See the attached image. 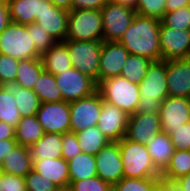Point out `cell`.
Instances as JSON below:
<instances>
[{
	"label": "cell",
	"mask_w": 190,
	"mask_h": 191,
	"mask_svg": "<svg viewBox=\"0 0 190 191\" xmlns=\"http://www.w3.org/2000/svg\"><path fill=\"white\" fill-rule=\"evenodd\" d=\"M11 22L21 25L34 23L43 11V0H6Z\"/></svg>",
	"instance_id": "cell-22"
},
{
	"label": "cell",
	"mask_w": 190,
	"mask_h": 191,
	"mask_svg": "<svg viewBox=\"0 0 190 191\" xmlns=\"http://www.w3.org/2000/svg\"><path fill=\"white\" fill-rule=\"evenodd\" d=\"M0 54L17 60L41 57L28 33L27 25L15 22H10L0 33Z\"/></svg>",
	"instance_id": "cell-6"
},
{
	"label": "cell",
	"mask_w": 190,
	"mask_h": 191,
	"mask_svg": "<svg viewBox=\"0 0 190 191\" xmlns=\"http://www.w3.org/2000/svg\"><path fill=\"white\" fill-rule=\"evenodd\" d=\"M8 4L6 0L0 1V33L10 23Z\"/></svg>",
	"instance_id": "cell-48"
},
{
	"label": "cell",
	"mask_w": 190,
	"mask_h": 191,
	"mask_svg": "<svg viewBox=\"0 0 190 191\" xmlns=\"http://www.w3.org/2000/svg\"><path fill=\"white\" fill-rule=\"evenodd\" d=\"M66 40L103 41V25L100 10H69Z\"/></svg>",
	"instance_id": "cell-5"
},
{
	"label": "cell",
	"mask_w": 190,
	"mask_h": 191,
	"mask_svg": "<svg viewBox=\"0 0 190 191\" xmlns=\"http://www.w3.org/2000/svg\"><path fill=\"white\" fill-rule=\"evenodd\" d=\"M159 118L162 132L173 133V129L190 122V99L168 96L161 102Z\"/></svg>",
	"instance_id": "cell-14"
},
{
	"label": "cell",
	"mask_w": 190,
	"mask_h": 191,
	"mask_svg": "<svg viewBox=\"0 0 190 191\" xmlns=\"http://www.w3.org/2000/svg\"><path fill=\"white\" fill-rule=\"evenodd\" d=\"M183 191H190V173L177 179Z\"/></svg>",
	"instance_id": "cell-52"
},
{
	"label": "cell",
	"mask_w": 190,
	"mask_h": 191,
	"mask_svg": "<svg viewBox=\"0 0 190 191\" xmlns=\"http://www.w3.org/2000/svg\"><path fill=\"white\" fill-rule=\"evenodd\" d=\"M54 77L61 91L63 101L68 103L88 97L97 91L96 82L74 67L54 75Z\"/></svg>",
	"instance_id": "cell-9"
},
{
	"label": "cell",
	"mask_w": 190,
	"mask_h": 191,
	"mask_svg": "<svg viewBox=\"0 0 190 191\" xmlns=\"http://www.w3.org/2000/svg\"><path fill=\"white\" fill-rule=\"evenodd\" d=\"M15 138V127L0 121V140Z\"/></svg>",
	"instance_id": "cell-49"
},
{
	"label": "cell",
	"mask_w": 190,
	"mask_h": 191,
	"mask_svg": "<svg viewBox=\"0 0 190 191\" xmlns=\"http://www.w3.org/2000/svg\"><path fill=\"white\" fill-rule=\"evenodd\" d=\"M67 162L70 181H79L97 176L95 155L81 152Z\"/></svg>",
	"instance_id": "cell-28"
},
{
	"label": "cell",
	"mask_w": 190,
	"mask_h": 191,
	"mask_svg": "<svg viewBox=\"0 0 190 191\" xmlns=\"http://www.w3.org/2000/svg\"><path fill=\"white\" fill-rule=\"evenodd\" d=\"M21 118L15 94L9 92L5 86H0V121L16 127Z\"/></svg>",
	"instance_id": "cell-33"
},
{
	"label": "cell",
	"mask_w": 190,
	"mask_h": 191,
	"mask_svg": "<svg viewBox=\"0 0 190 191\" xmlns=\"http://www.w3.org/2000/svg\"><path fill=\"white\" fill-rule=\"evenodd\" d=\"M30 151L32 160L62 158V134L44 133Z\"/></svg>",
	"instance_id": "cell-25"
},
{
	"label": "cell",
	"mask_w": 190,
	"mask_h": 191,
	"mask_svg": "<svg viewBox=\"0 0 190 191\" xmlns=\"http://www.w3.org/2000/svg\"><path fill=\"white\" fill-rule=\"evenodd\" d=\"M186 6H190V0H166L165 11L168 13Z\"/></svg>",
	"instance_id": "cell-50"
},
{
	"label": "cell",
	"mask_w": 190,
	"mask_h": 191,
	"mask_svg": "<svg viewBox=\"0 0 190 191\" xmlns=\"http://www.w3.org/2000/svg\"><path fill=\"white\" fill-rule=\"evenodd\" d=\"M128 121L129 114L102 100L97 127L110 142H118L125 137Z\"/></svg>",
	"instance_id": "cell-16"
},
{
	"label": "cell",
	"mask_w": 190,
	"mask_h": 191,
	"mask_svg": "<svg viewBox=\"0 0 190 191\" xmlns=\"http://www.w3.org/2000/svg\"><path fill=\"white\" fill-rule=\"evenodd\" d=\"M190 173V150H175L168 165L161 174L180 178Z\"/></svg>",
	"instance_id": "cell-34"
},
{
	"label": "cell",
	"mask_w": 190,
	"mask_h": 191,
	"mask_svg": "<svg viewBox=\"0 0 190 191\" xmlns=\"http://www.w3.org/2000/svg\"><path fill=\"white\" fill-rule=\"evenodd\" d=\"M56 191H72L69 187L67 188H58Z\"/></svg>",
	"instance_id": "cell-55"
},
{
	"label": "cell",
	"mask_w": 190,
	"mask_h": 191,
	"mask_svg": "<svg viewBox=\"0 0 190 191\" xmlns=\"http://www.w3.org/2000/svg\"><path fill=\"white\" fill-rule=\"evenodd\" d=\"M75 135L82 152L90 155H96L110 142L97 126L75 132Z\"/></svg>",
	"instance_id": "cell-30"
},
{
	"label": "cell",
	"mask_w": 190,
	"mask_h": 191,
	"mask_svg": "<svg viewBox=\"0 0 190 191\" xmlns=\"http://www.w3.org/2000/svg\"><path fill=\"white\" fill-rule=\"evenodd\" d=\"M33 169L59 188L69 187L68 162L64 158L33 160Z\"/></svg>",
	"instance_id": "cell-20"
},
{
	"label": "cell",
	"mask_w": 190,
	"mask_h": 191,
	"mask_svg": "<svg viewBox=\"0 0 190 191\" xmlns=\"http://www.w3.org/2000/svg\"><path fill=\"white\" fill-rule=\"evenodd\" d=\"M111 1L124 6H128L135 10L139 0H111Z\"/></svg>",
	"instance_id": "cell-53"
},
{
	"label": "cell",
	"mask_w": 190,
	"mask_h": 191,
	"mask_svg": "<svg viewBox=\"0 0 190 191\" xmlns=\"http://www.w3.org/2000/svg\"><path fill=\"white\" fill-rule=\"evenodd\" d=\"M5 87L9 92L15 94L16 106L21 117L36 115L41 102L37 94L32 89L20 87V85L15 81L6 84Z\"/></svg>",
	"instance_id": "cell-26"
},
{
	"label": "cell",
	"mask_w": 190,
	"mask_h": 191,
	"mask_svg": "<svg viewBox=\"0 0 190 191\" xmlns=\"http://www.w3.org/2000/svg\"><path fill=\"white\" fill-rule=\"evenodd\" d=\"M70 132H78L97 126L102 109V98L98 91L88 97L69 103Z\"/></svg>",
	"instance_id": "cell-10"
},
{
	"label": "cell",
	"mask_w": 190,
	"mask_h": 191,
	"mask_svg": "<svg viewBox=\"0 0 190 191\" xmlns=\"http://www.w3.org/2000/svg\"><path fill=\"white\" fill-rule=\"evenodd\" d=\"M45 133L70 132V108L65 101L41 103L36 113Z\"/></svg>",
	"instance_id": "cell-12"
},
{
	"label": "cell",
	"mask_w": 190,
	"mask_h": 191,
	"mask_svg": "<svg viewBox=\"0 0 190 191\" xmlns=\"http://www.w3.org/2000/svg\"><path fill=\"white\" fill-rule=\"evenodd\" d=\"M161 132L159 113H134L129 115L125 138L146 144L154 135Z\"/></svg>",
	"instance_id": "cell-17"
},
{
	"label": "cell",
	"mask_w": 190,
	"mask_h": 191,
	"mask_svg": "<svg viewBox=\"0 0 190 191\" xmlns=\"http://www.w3.org/2000/svg\"><path fill=\"white\" fill-rule=\"evenodd\" d=\"M166 83L169 97L190 99V59L166 61Z\"/></svg>",
	"instance_id": "cell-19"
},
{
	"label": "cell",
	"mask_w": 190,
	"mask_h": 191,
	"mask_svg": "<svg viewBox=\"0 0 190 191\" xmlns=\"http://www.w3.org/2000/svg\"><path fill=\"white\" fill-rule=\"evenodd\" d=\"M157 182L161 186L162 191H183L176 178H170L160 173L157 177Z\"/></svg>",
	"instance_id": "cell-46"
},
{
	"label": "cell",
	"mask_w": 190,
	"mask_h": 191,
	"mask_svg": "<svg viewBox=\"0 0 190 191\" xmlns=\"http://www.w3.org/2000/svg\"><path fill=\"white\" fill-rule=\"evenodd\" d=\"M0 169L3 173L24 178L33 169L30 147L17 145L5 156Z\"/></svg>",
	"instance_id": "cell-21"
},
{
	"label": "cell",
	"mask_w": 190,
	"mask_h": 191,
	"mask_svg": "<svg viewBox=\"0 0 190 191\" xmlns=\"http://www.w3.org/2000/svg\"><path fill=\"white\" fill-rule=\"evenodd\" d=\"M166 61L152 62L139 83L140 100L136 113H159L161 102L168 97Z\"/></svg>",
	"instance_id": "cell-2"
},
{
	"label": "cell",
	"mask_w": 190,
	"mask_h": 191,
	"mask_svg": "<svg viewBox=\"0 0 190 191\" xmlns=\"http://www.w3.org/2000/svg\"><path fill=\"white\" fill-rule=\"evenodd\" d=\"M69 11L55 6L50 0H43V11L37 15L35 23L56 41H65Z\"/></svg>",
	"instance_id": "cell-18"
},
{
	"label": "cell",
	"mask_w": 190,
	"mask_h": 191,
	"mask_svg": "<svg viewBox=\"0 0 190 191\" xmlns=\"http://www.w3.org/2000/svg\"><path fill=\"white\" fill-rule=\"evenodd\" d=\"M81 152L82 150L75 132H66L62 134V158L69 161Z\"/></svg>",
	"instance_id": "cell-43"
},
{
	"label": "cell",
	"mask_w": 190,
	"mask_h": 191,
	"mask_svg": "<svg viewBox=\"0 0 190 191\" xmlns=\"http://www.w3.org/2000/svg\"><path fill=\"white\" fill-rule=\"evenodd\" d=\"M44 70L53 75L60 74L73 67L65 41H56L41 56Z\"/></svg>",
	"instance_id": "cell-23"
},
{
	"label": "cell",
	"mask_w": 190,
	"mask_h": 191,
	"mask_svg": "<svg viewBox=\"0 0 190 191\" xmlns=\"http://www.w3.org/2000/svg\"><path fill=\"white\" fill-rule=\"evenodd\" d=\"M0 191H27L25 179L13 174L3 173L0 179Z\"/></svg>",
	"instance_id": "cell-44"
},
{
	"label": "cell",
	"mask_w": 190,
	"mask_h": 191,
	"mask_svg": "<svg viewBox=\"0 0 190 191\" xmlns=\"http://www.w3.org/2000/svg\"><path fill=\"white\" fill-rule=\"evenodd\" d=\"M43 71L44 67L41 57L19 60L15 82H17L20 87L33 90L36 81Z\"/></svg>",
	"instance_id": "cell-29"
},
{
	"label": "cell",
	"mask_w": 190,
	"mask_h": 191,
	"mask_svg": "<svg viewBox=\"0 0 190 191\" xmlns=\"http://www.w3.org/2000/svg\"><path fill=\"white\" fill-rule=\"evenodd\" d=\"M69 188L72 191H112V186L98 176L79 181H69Z\"/></svg>",
	"instance_id": "cell-40"
},
{
	"label": "cell",
	"mask_w": 190,
	"mask_h": 191,
	"mask_svg": "<svg viewBox=\"0 0 190 191\" xmlns=\"http://www.w3.org/2000/svg\"><path fill=\"white\" fill-rule=\"evenodd\" d=\"M103 41L65 40L75 69L92 78L98 84L99 58Z\"/></svg>",
	"instance_id": "cell-7"
},
{
	"label": "cell",
	"mask_w": 190,
	"mask_h": 191,
	"mask_svg": "<svg viewBox=\"0 0 190 191\" xmlns=\"http://www.w3.org/2000/svg\"><path fill=\"white\" fill-rule=\"evenodd\" d=\"M103 25V41H119L131 24L136 11L111 0L100 10Z\"/></svg>",
	"instance_id": "cell-8"
},
{
	"label": "cell",
	"mask_w": 190,
	"mask_h": 191,
	"mask_svg": "<svg viewBox=\"0 0 190 191\" xmlns=\"http://www.w3.org/2000/svg\"><path fill=\"white\" fill-rule=\"evenodd\" d=\"M146 147L153 164L162 172L168 165L175 151L170 136L165 132L154 135L151 140L146 143Z\"/></svg>",
	"instance_id": "cell-24"
},
{
	"label": "cell",
	"mask_w": 190,
	"mask_h": 191,
	"mask_svg": "<svg viewBox=\"0 0 190 191\" xmlns=\"http://www.w3.org/2000/svg\"><path fill=\"white\" fill-rule=\"evenodd\" d=\"M159 40L162 60L189 58L190 30L172 29L161 22Z\"/></svg>",
	"instance_id": "cell-11"
},
{
	"label": "cell",
	"mask_w": 190,
	"mask_h": 191,
	"mask_svg": "<svg viewBox=\"0 0 190 191\" xmlns=\"http://www.w3.org/2000/svg\"><path fill=\"white\" fill-rule=\"evenodd\" d=\"M2 174H3V172H2L1 169H0V179H1V177H2Z\"/></svg>",
	"instance_id": "cell-56"
},
{
	"label": "cell",
	"mask_w": 190,
	"mask_h": 191,
	"mask_svg": "<svg viewBox=\"0 0 190 191\" xmlns=\"http://www.w3.org/2000/svg\"><path fill=\"white\" fill-rule=\"evenodd\" d=\"M160 25L161 21L156 18L136 14L118 42L132 55L145 57L153 62L161 61Z\"/></svg>",
	"instance_id": "cell-1"
},
{
	"label": "cell",
	"mask_w": 190,
	"mask_h": 191,
	"mask_svg": "<svg viewBox=\"0 0 190 191\" xmlns=\"http://www.w3.org/2000/svg\"><path fill=\"white\" fill-rule=\"evenodd\" d=\"M44 133L36 115L22 117L15 127V140L18 145L31 147Z\"/></svg>",
	"instance_id": "cell-27"
},
{
	"label": "cell",
	"mask_w": 190,
	"mask_h": 191,
	"mask_svg": "<svg viewBox=\"0 0 190 191\" xmlns=\"http://www.w3.org/2000/svg\"><path fill=\"white\" fill-rule=\"evenodd\" d=\"M157 183V177L150 178H122L112 191H149Z\"/></svg>",
	"instance_id": "cell-37"
},
{
	"label": "cell",
	"mask_w": 190,
	"mask_h": 191,
	"mask_svg": "<svg viewBox=\"0 0 190 191\" xmlns=\"http://www.w3.org/2000/svg\"><path fill=\"white\" fill-rule=\"evenodd\" d=\"M27 191H56L59 187L32 169L25 177Z\"/></svg>",
	"instance_id": "cell-41"
},
{
	"label": "cell",
	"mask_w": 190,
	"mask_h": 191,
	"mask_svg": "<svg viewBox=\"0 0 190 191\" xmlns=\"http://www.w3.org/2000/svg\"><path fill=\"white\" fill-rule=\"evenodd\" d=\"M19 60L0 54V86L14 82L17 75Z\"/></svg>",
	"instance_id": "cell-39"
},
{
	"label": "cell",
	"mask_w": 190,
	"mask_h": 191,
	"mask_svg": "<svg viewBox=\"0 0 190 191\" xmlns=\"http://www.w3.org/2000/svg\"><path fill=\"white\" fill-rule=\"evenodd\" d=\"M97 91L107 103L117 106L129 115L136 113L140 100L139 84L117 76L99 82Z\"/></svg>",
	"instance_id": "cell-4"
},
{
	"label": "cell",
	"mask_w": 190,
	"mask_h": 191,
	"mask_svg": "<svg viewBox=\"0 0 190 191\" xmlns=\"http://www.w3.org/2000/svg\"><path fill=\"white\" fill-rule=\"evenodd\" d=\"M15 138L0 140V166L6 155L17 146Z\"/></svg>",
	"instance_id": "cell-47"
},
{
	"label": "cell",
	"mask_w": 190,
	"mask_h": 191,
	"mask_svg": "<svg viewBox=\"0 0 190 191\" xmlns=\"http://www.w3.org/2000/svg\"><path fill=\"white\" fill-rule=\"evenodd\" d=\"M153 61L138 55L129 54L120 76L127 78L129 81L139 84L147 73L148 67Z\"/></svg>",
	"instance_id": "cell-32"
},
{
	"label": "cell",
	"mask_w": 190,
	"mask_h": 191,
	"mask_svg": "<svg viewBox=\"0 0 190 191\" xmlns=\"http://www.w3.org/2000/svg\"><path fill=\"white\" fill-rule=\"evenodd\" d=\"M110 0H72V9L101 10Z\"/></svg>",
	"instance_id": "cell-45"
},
{
	"label": "cell",
	"mask_w": 190,
	"mask_h": 191,
	"mask_svg": "<svg viewBox=\"0 0 190 191\" xmlns=\"http://www.w3.org/2000/svg\"><path fill=\"white\" fill-rule=\"evenodd\" d=\"M27 30L41 56L56 43V40L35 22L27 25Z\"/></svg>",
	"instance_id": "cell-36"
},
{
	"label": "cell",
	"mask_w": 190,
	"mask_h": 191,
	"mask_svg": "<svg viewBox=\"0 0 190 191\" xmlns=\"http://www.w3.org/2000/svg\"><path fill=\"white\" fill-rule=\"evenodd\" d=\"M97 176L112 187L123 178L119 141L109 142L95 155Z\"/></svg>",
	"instance_id": "cell-13"
},
{
	"label": "cell",
	"mask_w": 190,
	"mask_h": 191,
	"mask_svg": "<svg viewBox=\"0 0 190 191\" xmlns=\"http://www.w3.org/2000/svg\"><path fill=\"white\" fill-rule=\"evenodd\" d=\"M33 91L37 94L41 103L63 101L61 91L56 84L54 75L45 70L40 74Z\"/></svg>",
	"instance_id": "cell-31"
},
{
	"label": "cell",
	"mask_w": 190,
	"mask_h": 191,
	"mask_svg": "<svg viewBox=\"0 0 190 191\" xmlns=\"http://www.w3.org/2000/svg\"><path fill=\"white\" fill-rule=\"evenodd\" d=\"M169 136L175 150H190V122L173 129Z\"/></svg>",
	"instance_id": "cell-42"
},
{
	"label": "cell",
	"mask_w": 190,
	"mask_h": 191,
	"mask_svg": "<svg viewBox=\"0 0 190 191\" xmlns=\"http://www.w3.org/2000/svg\"><path fill=\"white\" fill-rule=\"evenodd\" d=\"M149 191H162V188L157 182Z\"/></svg>",
	"instance_id": "cell-54"
},
{
	"label": "cell",
	"mask_w": 190,
	"mask_h": 191,
	"mask_svg": "<svg viewBox=\"0 0 190 191\" xmlns=\"http://www.w3.org/2000/svg\"><path fill=\"white\" fill-rule=\"evenodd\" d=\"M129 54L118 41H103L99 58L98 83L120 76Z\"/></svg>",
	"instance_id": "cell-15"
},
{
	"label": "cell",
	"mask_w": 190,
	"mask_h": 191,
	"mask_svg": "<svg viewBox=\"0 0 190 191\" xmlns=\"http://www.w3.org/2000/svg\"><path fill=\"white\" fill-rule=\"evenodd\" d=\"M160 21L172 29L190 30V6L165 13Z\"/></svg>",
	"instance_id": "cell-35"
},
{
	"label": "cell",
	"mask_w": 190,
	"mask_h": 191,
	"mask_svg": "<svg viewBox=\"0 0 190 191\" xmlns=\"http://www.w3.org/2000/svg\"><path fill=\"white\" fill-rule=\"evenodd\" d=\"M55 6L65 10H72V0H50Z\"/></svg>",
	"instance_id": "cell-51"
},
{
	"label": "cell",
	"mask_w": 190,
	"mask_h": 191,
	"mask_svg": "<svg viewBox=\"0 0 190 191\" xmlns=\"http://www.w3.org/2000/svg\"><path fill=\"white\" fill-rule=\"evenodd\" d=\"M124 178L158 177L161 173L153 164L146 144L136 143L125 137L119 141Z\"/></svg>",
	"instance_id": "cell-3"
},
{
	"label": "cell",
	"mask_w": 190,
	"mask_h": 191,
	"mask_svg": "<svg viewBox=\"0 0 190 191\" xmlns=\"http://www.w3.org/2000/svg\"><path fill=\"white\" fill-rule=\"evenodd\" d=\"M166 0H139L136 14L161 20L166 13Z\"/></svg>",
	"instance_id": "cell-38"
}]
</instances>
